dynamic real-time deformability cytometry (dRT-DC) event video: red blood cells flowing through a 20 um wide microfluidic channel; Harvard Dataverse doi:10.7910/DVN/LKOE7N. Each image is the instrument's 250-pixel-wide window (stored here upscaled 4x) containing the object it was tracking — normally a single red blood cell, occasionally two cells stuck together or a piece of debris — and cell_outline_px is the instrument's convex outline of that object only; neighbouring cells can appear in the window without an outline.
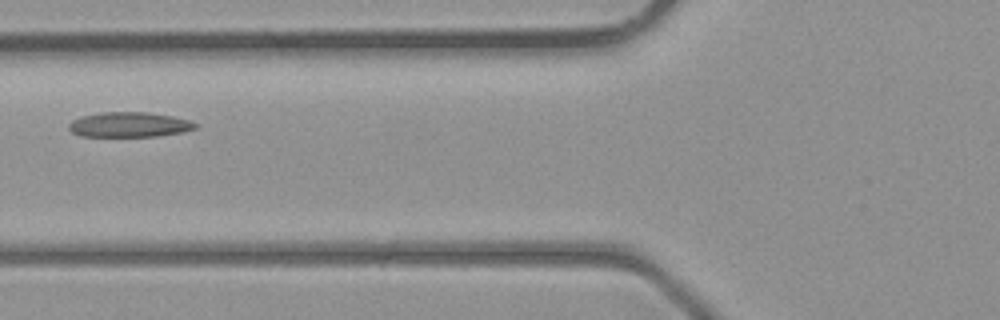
{"species": "common noctule bat (a hibernating species)", "species_latin": "Nyctalus noctula", "temperature_condition": "room temperature", "stored_images_in_passage": 4, "camera_frame_rate_fps": 3000, "um_per_image_px": 0.085, "animal": {"sex": "male", "body_mass_g": 23.1, "forearm_length_mm": 52.7}, "frame": {"image": 1, "passage_image": 4, "time_ms": 3.333, "image_size_px": [1000, 320], "cell_outline_px": [[200, 124], [196, 128], [184, 132], [156, 136], [80, 136], [72, 132], [68, 128], [68, 124], [72, 120], [84, 116], [100, 112], [148, 112], [172, 116], [188, 120]], "centroid_in_image_um": [11.01, 10.59], "position_along_channel_um": 114.8, "area_um2": 18.44}}